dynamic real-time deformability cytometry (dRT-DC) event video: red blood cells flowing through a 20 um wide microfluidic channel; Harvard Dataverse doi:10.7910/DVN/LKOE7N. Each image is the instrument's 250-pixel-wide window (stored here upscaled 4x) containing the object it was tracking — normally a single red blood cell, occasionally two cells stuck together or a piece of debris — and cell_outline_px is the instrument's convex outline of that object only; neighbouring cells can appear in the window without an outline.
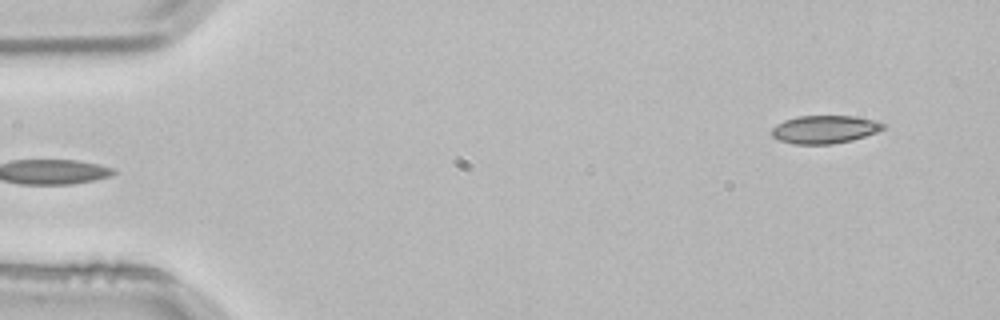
{"species": "common noctule bat (a hibernating species)", "species_latin": "Nyctalus noctula", "temperature_condition": "room temperature", "stored_images_in_passage": 4, "segment_of_instrument_passage": [2, 2], "camera_frame_rate_fps": 3000, "um_per_image_px": 0.085, "animal": {"sex": "male", "body_mass_g": 21.5, "forearm_length_mm": 52.0}, "frame": {"image": 1, "passage_image": 4, "time_ms": 1.0, "image_size_px": [1000, 320], "cell_outline_px": [[888, 124], [884, 128], [876, 132], [852, 140], [832, 144], [792, 144], [780, 140], [772, 136], [772, 128], [776, 124], [784, 120], [796, 116], [856, 116], [876, 120]], "centroid_in_image_um": [70.11, 10.99], "position_along_channel_um": 14.9, "area_um2": 18.32}}